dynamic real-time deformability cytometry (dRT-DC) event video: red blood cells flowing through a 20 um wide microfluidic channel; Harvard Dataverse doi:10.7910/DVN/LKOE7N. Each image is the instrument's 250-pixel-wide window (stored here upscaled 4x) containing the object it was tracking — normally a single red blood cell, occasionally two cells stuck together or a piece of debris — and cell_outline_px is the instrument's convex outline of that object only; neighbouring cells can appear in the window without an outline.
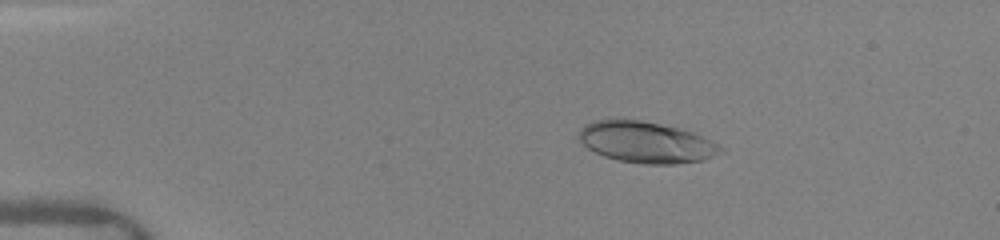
{"species": "human", "species_latin": "Homo sapiens", "temperature_condition": "warm", "stored_images_in_passage": 5, "camera_frame_rate_fps": 3000, "um_per_image_px": 0.085, "donor": {"sex": "female"}, "frame": {"image": 1, "passage_image": 1, "time_ms": 0.0, "image_size_px": [1000, 240], "cell_outline_px": [[724, 152], [704, 160], [676, 164], [644, 164], [616, 160], [604, 156], [588, 148], [576, 136], [576, 132], [584, 124], [596, 120], [640, 120], [660, 124], [692, 132], [704, 136], [712, 140], [724, 148]], "centroid_in_image_um": [54.93, 12.1], "position_along_channel_um": 30.1, "area_um2": 34.16}}
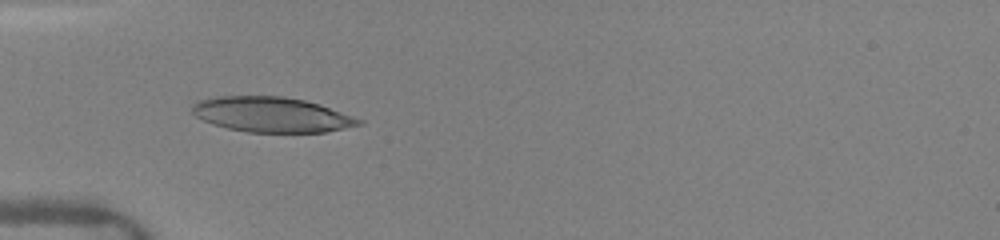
{"frame": {"image": 2, "passage_image": 4, "time_ms": 2.333, "image_size_px": [1000, 240], "cell_outline_px": [[364, 124], [324, 132], [248, 132], [228, 128], [212, 124], [196, 116], [192, 112], [192, 104], [200, 100], [216, 96], [284, 96], [304, 100], [320, 104], [364, 120]], "centroid_in_image_um": [23.1, 9.73], "position_along_channel_um": 61.9, "area_um2": 34.04}}
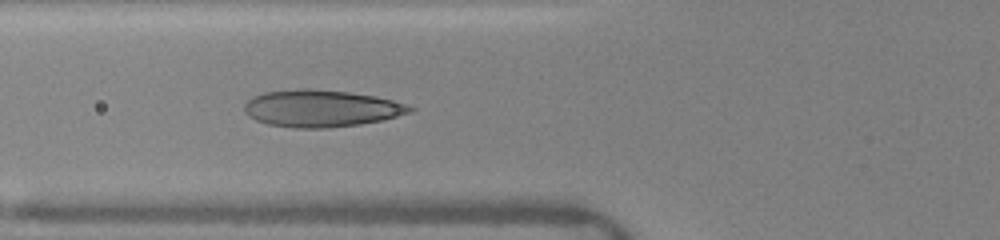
{"frame": {"image": 3, "passage_image": 5, "time_ms": 3.333, "image_size_px": [1000, 240], "cell_outline_px": [[416, 108], [412, 112], [384, 120], [360, 124], [328, 128], [292, 128], [268, 124], [256, 120], [248, 116], [244, 112], [244, 104], [248, 100], [264, 92], [308, 88], [348, 92], [376, 96], [392, 100]], "centroid_in_image_um": [27.31, 9.22], "position_along_channel_um": 98.5, "area_um2": 35.72}}